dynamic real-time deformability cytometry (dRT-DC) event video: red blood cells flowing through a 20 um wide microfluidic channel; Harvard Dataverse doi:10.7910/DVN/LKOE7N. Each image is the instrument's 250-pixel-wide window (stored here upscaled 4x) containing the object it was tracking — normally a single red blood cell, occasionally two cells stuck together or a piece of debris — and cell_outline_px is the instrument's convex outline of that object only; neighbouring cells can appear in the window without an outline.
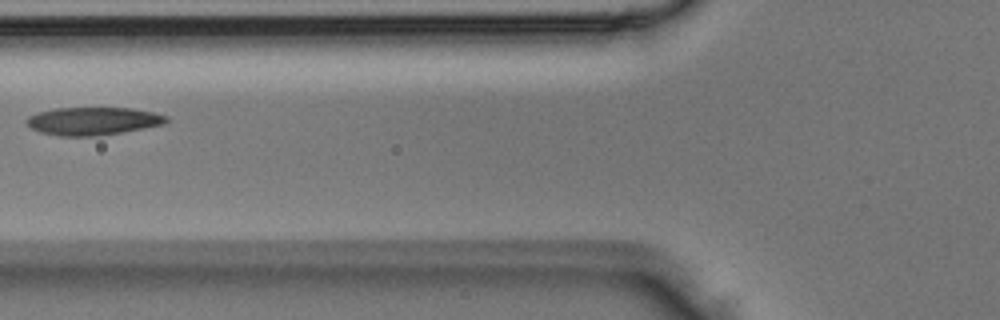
{"species": "Egyptian fruit bat (a non-hibernating species)", "species_latin": "Rousettus aegyptiacus", "temperature_condition": "room temperature", "stored_images_in_passage": 4, "camera_frame_rate_fps": 3000, "um_per_image_px": 0.085, "animal": {"sex": "male"}, "frame": {"image": 1, "passage_image": 4, "time_ms": 1.0, "image_size_px": [1000, 320], "cell_outline_px": [[168, 120], [164, 124], [100, 136], [60, 136], [40, 132], [32, 128], [28, 124], [28, 116], [40, 112], [56, 108], [132, 108], [152, 112], [168, 116]], "centroid_in_image_um": [7.93, 10.29], "position_along_channel_um": 117.9, "area_um2": 22.48}}